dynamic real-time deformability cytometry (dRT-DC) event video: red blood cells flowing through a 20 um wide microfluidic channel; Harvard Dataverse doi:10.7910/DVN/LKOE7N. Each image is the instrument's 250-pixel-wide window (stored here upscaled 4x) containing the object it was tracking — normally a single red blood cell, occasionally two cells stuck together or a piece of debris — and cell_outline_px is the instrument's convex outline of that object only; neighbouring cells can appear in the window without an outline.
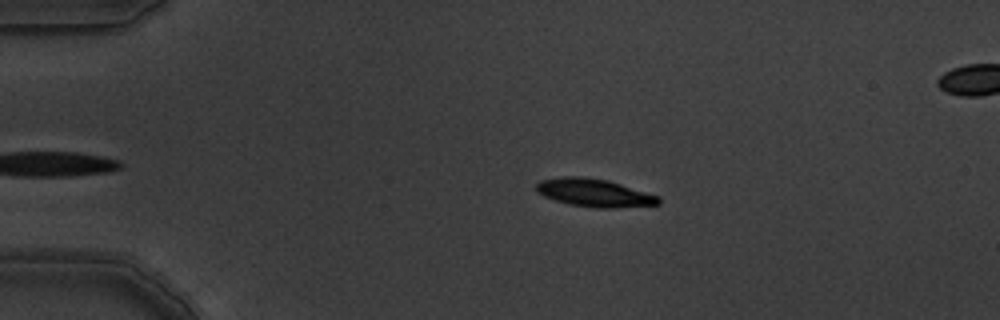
{"species": "common noctule bat (a hibernating species)", "species_latin": "Nyctalus noctula", "temperature_condition": "warm", "stored_images_in_passage": 9, "camera_frame_rate_fps": 3000, "um_per_image_px": 0.085, "animal": {"sex": "male", "body_mass_g": 19.5, "forearm_length_mm": 54.6}, "frame": {"image": 1, "passage_image": 1, "time_ms": 0.0, "image_size_px": [1000, 320], "cell_outline_px": [[660, 204], [616, 208], [596, 208], [568, 204], [544, 196], [536, 192], [536, 184], [540, 180], [564, 176], [584, 176], [608, 180], [660, 196]], "centroid_in_image_um": [50.51, 16.38], "position_along_channel_um": 34.5, "area_um2": 20.06}}
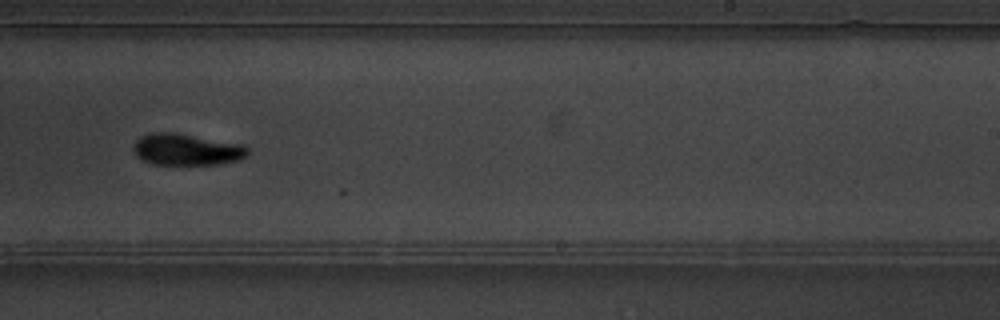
{"frame": {"image": 2, "passage_image": 8, "time_ms": 2.333, "image_size_px": [1000, 320], "cell_outline_px": [[248, 156], [240, 160], [216, 164], [152, 164], [136, 156], [132, 148], [132, 144], [140, 136], [152, 132], [172, 132], [244, 144], [248, 148]], "centroid_in_image_um": [15.85, 12.7], "position_along_channel_um": 273.1, "area_um2": 21.15}}